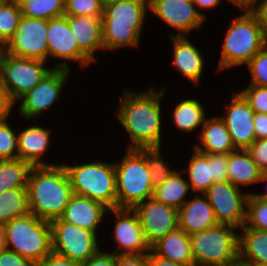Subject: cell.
I'll return each instance as SVG.
<instances>
[{
	"label": "cell",
	"mask_w": 267,
	"mask_h": 266,
	"mask_svg": "<svg viewBox=\"0 0 267 266\" xmlns=\"http://www.w3.org/2000/svg\"><path fill=\"white\" fill-rule=\"evenodd\" d=\"M130 89L124 88L114 114L129 135L127 149L161 147L164 132L161 100L166 97V89L155 85L145 91Z\"/></svg>",
	"instance_id": "1"
},
{
	"label": "cell",
	"mask_w": 267,
	"mask_h": 266,
	"mask_svg": "<svg viewBox=\"0 0 267 266\" xmlns=\"http://www.w3.org/2000/svg\"><path fill=\"white\" fill-rule=\"evenodd\" d=\"M72 195L71 182L62 163L31 169L27 197L29 212L36 217L48 222L60 218Z\"/></svg>",
	"instance_id": "2"
},
{
	"label": "cell",
	"mask_w": 267,
	"mask_h": 266,
	"mask_svg": "<svg viewBox=\"0 0 267 266\" xmlns=\"http://www.w3.org/2000/svg\"><path fill=\"white\" fill-rule=\"evenodd\" d=\"M148 12L149 0H125L105 7L102 15L104 51L137 48Z\"/></svg>",
	"instance_id": "3"
},
{
	"label": "cell",
	"mask_w": 267,
	"mask_h": 266,
	"mask_svg": "<svg viewBox=\"0 0 267 266\" xmlns=\"http://www.w3.org/2000/svg\"><path fill=\"white\" fill-rule=\"evenodd\" d=\"M240 12L228 24L217 70L247 65L267 44V37L255 16L251 12Z\"/></svg>",
	"instance_id": "4"
},
{
	"label": "cell",
	"mask_w": 267,
	"mask_h": 266,
	"mask_svg": "<svg viewBox=\"0 0 267 266\" xmlns=\"http://www.w3.org/2000/svg\"><path fill=\"white\" fill-rule=\"evenodd\" d=\"M95 160V161H94ZM90 162L66 164L73 194L97 201L109 209L117 208L116 173L114 162L94 159Z\"/></svg>",
	"instance_id": "5"
},
{
	"label": "cell",
	"mask_w": 267,
	"mask_h": 266,
	"mask_svg": "<svg viewBox=\"0 0 267 266\" xmlns=\"http://www.w3.org/2000/svg\"><path fill=\"white\" fill-rule=\"evenodd\" d=\"M117 208L133 209L153 197L154 187L145 159V148L127 149L114 161Z\"/></svg>",
	"instance_id": "6"
},
{
	"label": "cell",
	"mask_w": 267,
	"mask_h": 266,
	"mask_svg": "<svg viewBox=\"0 0 267 266\" xmlns=\"http://www.w3.org/2000/svg\"><path fill=\"white\" fill-rule=\"evenodd\" d=\"M238 229L216 224L189 235L195 266H230L239 262Z\"/></svg>",
	"instance_id": "7"
},
{
	"label": "cell",
	"mask_w": 267,
	"mask_h": 266,
	"mask_svg": "<svg viewBox=\"0 0 267 266\" xmlns=\"http://www.w3.org/2000/svg\"><path fill=\"white\" fill-rule=\"evenodd\" d=\"M6 248L39 263L53 252L48 221L32 213L5 223Z\"/></svg>",
	"instance_id": "8"
},
{
	"label": "cell",
	"mask_w": 267,
	"mask_h": 266,
	"mask_svg": "<svg viewBox=\"0 0 267 266\" xmlns=\"http://www.w3.org/2000/svg\"><path fill=\"white\" fill-rule=\"evenodd\" d=\"M46 64L43 60L17 57L4 51L0 57V84L14 104L54 69Z\"/></svg>",
	"instance_id": "9"
},
{
	"label": "cell",
	"mask_w": 267,
	"mask_h": 266,
	"mask_svg": "<svg viewBox=\"0 0 267 266\" xmlns=\"http://www.w3.org/2000/svg\"><path fill=\"white\" fill-rule=\"evenodd\" d=\"M49 223L53 253L82 264L101 250L98 244L99 237L95 232L62 221L60 218Z\"/></svg>",
	"instance_id": "10"
},
{
	"label": "cell",
	"mask_w": 267,
	"mask_h": 266,
	"mask_svg": "<svg viewBox=\"0 0 267 266\" xmlns=\"http://www.w3.org/2000/svg\"><path fill=\"white\" fill-rule=\"evenodd\" d=\"M71 70L54 68L42 81L32 90L22 95L18 103V114L26 121L39 119L45 112L61 98V93L69 80ZM44 113V114H43Z\"/></svg>",
	"instance_id": "11"
},
{
	"label": "cell",
	"mask_w": 267,
	"mask_h": 266,
	"mask_svg": "<svg viewBox=\"0 0 267 266\" xmlns=\"http://www.w3.org/2000/svg\"><path fill=\"white\" fill-rule=\"evenodd\" d=\"M228 180L213 183L203 194L212 205L218 224L240 229L246 222L247 198L250 192Z\"/></svg>",
	"instance_id": "12"
},
{
	"label": "cell",
	"mask_w": 267,
	"mask_h": 266,
	"mask_svg": "<svg viewBox=\"0 0 267 266\" xmlns=\"http://www.w3.org/2000/svg\"><path fill=\"white\" fill-rule=\"evenodd\" d=\"M48 61L56 60L54 68L71 70L70 62H79L81 69H87L93 63L80 49L70 30L65 15L48 20L47 30Z\"/></svg>",
	"instance_id": "13"
},
{
	"label": "cell",
	"mask_w": 267,
	"mask_h": 266,
	"mask_svg": "<svg viewBox=\"0 0 267 266\" xmlns=\"http://www.w3.org/2000/svg\"><path fill=\"white\" fill-rule=\"evenodd\" d=\"M48 20L22 16L5 52L22 58L48 61Z\"/></svg>",
	"instance_id": "14"
},
{
	"label": "cell",
	"mask_w": 267,
	"mask_h": 266,
	"mask_svg": "<svg viewBox=\"0 0 267 266\" xmlns=\"http://www.w3.org/2000/svg\"><path fill=\"white\" fill-rule=\"evenodd\" d=\"M149 11L177 30L176 34L170 33V36H189L206 23L195 4L185 0H149Z\"/></svg>",
	"instance_id": "15"
},
{
	"label": "cell",
	"mask_w": 267,
	"mask_h": 266,
	"mask_svg": "<svg viewBox=\"0 0 267 266\" xmlns=\"http://www.w3.org/2000/svg\"><path fill=\"white\" fill-rule=\"evenodd\" d=\"M114 215L113 240L116 248L107 251L115 255L146 254L151 251L137 213L130 208L109 209ZM113 251V252H112Z\"/></svg>",
	"instance_id": "16"
},
{
	"label": "cell",
	"mask_w": 267,
	"mask_h": 266,
	"mask_svg": "<svg viewBox=\"0 0 267 266\" xmlns=\"http://www.w3.org/2000/svg\"><path fill=\"white\" fill-rule=\"evenodd\" d=\"M133 210L139 217L145 239L150 247L178 228V210L154 198L137 204Z\"/></svg>",
	"instance_id": "17"
},
{
	"label": "cell",
	"mask_w": 267,
	"mask_h": 266,
	"mask_svg": "<svg viewBox=\"0 0 267 266\" xmlns=\"http://www.w3.org/2000/svg\"><path fill=\"white\" fill-rule=\"evenodd\" d=\"M232 96L223 115L219 117L224 121L235 148L246 150L256 140L253 124L255 113L240 92H233Z\"/></svg>",
	"instance_id": "18"
},
{
	"label": "cell",
	"mask_w": 267,
	"mask_h": 266,
	"mask_svg": "<svg viewBox=\"0 0 267 266\" xmlns=\"http://www.w3.org/2000/svg\"><path fill=\"white\" fill-rule=\"evenodd\" d=\"M108 211L109 208L93 199L73 194L60 219L98 234Z\"/></svg>",
	"instance_id": "19"
},
{
	"label": "cell",
	"mask_w": 267,
	"mask_h": 266,
	"mask_svg": "<svg viewBox=\"0 0 267 266\" xmlns=\"http://www.w3.org/2000/svg\"><path fill=\"white\" fill-rule=\"evenodd\" d=\"M52 132L51 129L38 125L28 126L24 129L20 128L17 140L19 159L27 161L33 166L58 165V162L55 164L44 161V156L50 148V142L52 143L50 141Z\"/></svg>",
	"instance_id": "20"
},
{
	"label": "cell",
	"mask_w": 267,
	"mask_h": 266,
	"mask_svg": "<svg viewBox=\"0 0 267 266\" xmlns=\"http://www.w3.org/2000/svg\"><path fill=\"white\" fill-rule=\"evenodd\" d=\"M173 42V65L178 73L196 86L201 82L205 68L202 52L191 43L189 36H169Z\"/></svg>",
	"instance_id": "21"
},
{
	"label": "cell",
	"mask_w": 267,
	"mask_h": 266,
	"mask_svg": "<svg viewBox=\"0 0 267 266\" xmlns=\"http://www.w3.org/2000/svg\"><path fill=\"white\" fill-rule=\"evenodd\" d=\"M218 224L212 205L204 194H195L178 210V227L188 235Z\"/></svg>",
	"instance_id": "22"
},
{
	"label": "cell",
	"mask_w": 267,
	"mask_h": 266,
	"mask_svg": "<svg viewBox=\"0 0 267 266\" xmlns=\"http://www.w3.org/2000/svg\"><path fill=\"white\" fill-rule=\"evenodd\" d=\"M79 49L95 63L96 51H104L102 18L90 16H65Z\"/></svg>",
	"instance_id": "23"
},
{
	"label": "cell",
	"mask_w": 267,
	"mask_h": 266,
	"mask_svg": "<svg viewBox=\"0 0 267 266\" xmlns=\"http://www.w3.org/2000/svg\"><path fill=\"white\" fill-rule=\"evenodd\" d=\"M198 136L193 147L204 154H229L237 150L219 114L205 119Z\"/></svg>",
	"instance_id": "24"
},
{
	"label": "cell",
	"mask_w": 267,
	"mask_h": 266,
	"mask_svg": "<svg viewBox=\"0 0 267 266\" xmlns=\"http://www.w3.org/2000/svg\"><path fill=\"white\" fill-rule=\"evenodd\" d=\"M151 251L164 259L195 266L190 237L179 227L155 242Z\"/></svg>",
	"instance_id": "25"
},
{
	"label": "cell",
	"mask_w": 267,
	"mask_h": 266,
	"mask_svg": "<svg viewBox=\"0 0 267 266\" xmlns=\"http://www.w3.org/2000/svg\"><path fill=\"white\" fill-rule=\"evenodd\" d=\"M227 180L239 188L259 184L261 170L252 160L249 152L237 149L229 153Z\"/></svg>",
	"instance_id": "26"
},
{
	"label": "cell",
	"mask_w": 267,
	"mask_h": 266,
	"mask_svg": "<svg viewBox=\"0 0 267 266\" xmlns=\"http://www.w3.org/2000/svg\"><path fill=\"white\" fill-rule=\"evenodd\" d=\"M203 102L198 101L195 98H183L178 103L176 102L173 107L172 113V121L173 125L176 129L184 132L198 133L199 135L206 117L205 107L202 104ZM196 131V132H195Z\"/></svg>",
	"instance_id": "27"
},
{
	"label": "cell",
	"mask_w": 267,
	"mask_h": 266,
	"mask_svg": "<svg viewBox=\"0 0 267 266\" xmlns=\"http://www.w3.org/2000/svg\"><path fill=\"white\" fill-rule=\"evenodd\" d=\"M238 232L239 262L267 265V231L244 225Z\"/></svg>",
	"instance_id": "28"
},
{
	"label": "cell",
	"mask_w": 267,
	"mask_h": 266,
	"mask_svg": "<svg viewBox=\"0 0 267 266\" xmlns=\"http://www.w3.org/2000/svg\"><path fill=\"white\" fill-rule=\"evenodd\" d=\"M185 174L178 169L162 184L154 187L153 197L156 201L171 206L177 210L188 200L185 197L190 193L191 187L185 179Z\"/></svg>",
	"instance_id": "29"
},
{
	"label": "cell",
	"mask_w": 267,
	"mask_h": 266,
	"mask_svg": "<svg viewBox=\"0 0 267 266\" xmlns=\"http://www.w3.org/2000/svg\"><path fill=\"white\" fill-rule=\"evenodd\" d=\"M192 156L185 168H180L184 174H188V183L192 193L203 194L212 185L211 154H204L194 147ZM188 167V168H186Z\"/></svg>",
	"instance_id": "30"
},
{
	"label": "cell",
	"mask_w": 267,
	"mask_h": 266,
	"mask_svg": "<svg viewBox=\"0 0 267 266\" xmlns=\"http://www.w3.org/2000/svg\"><path fill=\"white\" fill-rule=\"evenodd\" d=\"M34 166L22 159L0 160V193L7 189L27 188Z\"/></svg>",
	"instance_id": "31"
},
{
	"label": "cell",
	"mask_w": 267,
	"mask_h": 266,
	"mask_svg": "<svg viewBox=\"0 0 267 266\" xmlns=\"http://www.w3.org/2000/svg\"><path fill=\"white\" fill-rule=\"evenodd\" d=\"M29 213L27 188L7 189L0 193V223Z\"/></svg>",
	"instance_id": "32"
},
{
	"label": "cell",
	"mask_w": 267,
	"mask_h": 266,
	"mask_svg": "<svg viewBox=\"0 0 267 266\" xmlns=\"http://www.w3.org/2000/svg\"><path fill=\"white\" fill-rule=\"evenodd\" d=\"M22 16L50 20L64 15L65 0H16Z\"/></svg>",
	"instance_id": "33"
},
{
	"label": "cell",
	"mask_w": 267,
	"mask_h": 266,
	"mask_svg": "<svg viewBox=\"0 0 267 266\" xmlns=\"http://www.w3.org/2000/svg\"><path fill=\"white\" fill-rule=\"evenodd\" d=\"M22 17L16 0H2L0 3V41L5 46L14 36Z\"/></svg>",
	"instance_id": "34"
},
{
	"label": "cell",
	"mask_w": 267,
	"mask_h": 266,
	"mask_svg": "<svg viewBox=\"0 0 267 266\" xmlns=\"http://www.w3.org/2000/svg\"><path fill=\"white\" fill-rule=\"evenodd\" d=\"M162 147L145 148V159L151 175L153 187L162 184L176 170L163 160ZM162 152V153H161Z\"/></svg>",
	"instance_id": "35"
},
{
	"label": "cell",
	"mask_w": 267,
	"mask_h": 266,
	"mask_svg": "<svg viewBox=\"0 0 267 266\" xmlns=\"http://www.w3.org/2000/svg\"><path fill=\"white\" fill-rule=\"evenodd\" d=\"M245 225L249 228L267 231V200L249 193Z\"/></svg>",
	"instance_id": "36"
},
{
	"label": "cell",
	"mask_w": 267,
	"mask_h": 266,
	"mask_svg": "<svg viewBox=\"0 0 267 266\" xmlns=\"http://www.w3.org/2000/svg\"><path fill=\"white\" fill-rule=\"evenodd\" d=\"M8 121L10 120L0 123V160L19 158L17 144L18 132L13 129L14 126L10 125Z\"/></svg>",
	"instance_id": "37"
},
{
	"label": "cell",
	"mask_w": 267,
	"mask_h": 266,
	"mask_svg": "<svg viewBox=\"0 0 267 266\" xmlns=\"http://www.w3.org/2000/svg\"><path fill=\"white\" fill-rule=\"evenodd\" d=\"M104 8L100 0H65V16H90L102 18Z\"/></svg>",
	"instance_id": "38"
},
{
	"label": "cell",
	"mask_w": 267,
	"mask_h": 266,
	"mask_svg": "<svg viewBox=\"0 0 267 266\" xmlns=\"http://www.w3.org/2000/svg\"><path fill=\"white\" fill-rule=\"evenodd\" d=\"M248 67L251 81L248 85L267 87V44L250 60Z\"/></svg>",
	"instance_id": "39"
},
{
	"label": "cell",
	"mask_w": 267,
	"mask_h": 266,
	"mask_svg": "<svg viewBox=\"0 0 267 266\" xmlns=\"http://www.w3.org/2000/svg\"><path fill=\"white\" fill-rule=\"evenodd\" d=\"M254 113H267V87L247 85L239 91Z\"/></svg>",
	"instance_id": "40"
},
{
	"label": "cell",
	"mask_w": 267,
	"mask_h": 266,
	"mask_svg": "<svg viewBox=\"0 0 267 266\" xmlns=\"http://www.w3.org/2000/svg\"><path fill=\"white\" fill-rule=\"evenodd\" d=\"M229 154H211L212 184L227 181Z\"/></svg>",
	"instance_id": "41"
},
{
	"label": "cell",
	"mask_w": 267,
	"mask_h": 266,
	"mask_svg": "<svg viewBox=\"0 0 267 266\" xmlns=\"http://www.w3.org/2000/svg\"><path fill=\"white\" fill-rule=\"evenodd\" d=\"M246 150L261 171L267 170V138L256 139Z\"/></svg>",
	"instance_id": "42"
},
{
	"label": "cell",
	"mask_w": 267,
	"mask_h": 266,
	"mask_svg": "<svg viewBox=\"0 0 267 266\" xmlns=\"http://www.w3.org/2000/svg\"><path fill=\"white\" fill-rule=\"evenodd\" d=\"M0 266H37V263L6 248L0 251Z\"/></svg>",
	"instance_id": "43"
},
{
	"label": "cell",
	"mask_w": 267,
	"mask_h": 266,
	"mask_svg": "<svg viewBox=\"0 0 267 266\" xmlns=\"http://www.w3.org/2000/svg\"><path fill=\"white\" fill-rule=\"evenodd\" d=\"M81 266H116V255L101 249L95 256L82 263Z\"/></svg>",
	"instance_id": "44"
},
{
	"label": "cell",
	"mask_w": 267,
	"mask_h": 266,
	"mask_svg": "<svg viewBox=\"0 0 267 266\" xmlns=\"http://www.w3.org/2000/svg\"><path fill=\"white\" fill-rule=\"evenodd\" d=\"M116 266H148V253L116 255Z\"/></svg>",
	"instance_id": "45"
},
{
	"label": "cell",
	"mask_w": 267,
	"mask_h": 266,
	"mask_svg": "<svg viewBox=\"0 0 267 266\" xmlns=\"http://www.w3.org/2000/svg\"><path fill=\"white\" fill-rule=\"evenodd\" d=\"M37 266H81V264L52 252L37 263Z\"/></svg>",
	"instance_id": "46"
},
{
	"label": "cell",
	"mask_w": 267,
	"mask_h": 266,
	"mask_svg": "<svg viewBox=\"0 0 267 266\" xmlns=\"http://www.w3.org/2000/svg\"><path fill=\"white\" fill-rule=\"evenodd\" d=\"M15 104L9 99L7 92L0 84V123L9 120Z\"/></svg>",
	"instance_id": "47"
},
{
	"label": "cell",
	"mask_w": 267,
	"mask_h": 266,
	"mask_svg": "<svg viewBox=\"0 0 267 266\" xmlns=\"http://www.w3.org/2000/svg\"><path fill=\"white\" fill-rule=\"evenodd\" d=\"M250 12L255 16L267 37V0H260Z\"/></svg>",
	"instance_id": "48"
},
{
	"label": "cell",
	"mask_w": 267,
	"mask_h": 266,
	"mask_svg": "<svg viewBox=\"0 0 267 266\" xmlns=\"http://www.w3.org/2000/svg\"><path fill=\"white\" fill-rule=\"evenodd\" d=\"M253 124L256 139L267 138V113H255Z\"/></svg>",
	"instance_id": "49"
},
{
	"label": "cell",
	"mask_w": 267,
	"mask_h": 266,
	"mask_svg": "<svg viewBox=\"0 0 267 266\" xmlns=\"http://www.w3.org/2000/svg\"><path fill=\"white\" fill-rule=\"evenodd\" d=\"M148 266H189L173 262L155 255L152 251L148 253Z\"/></svg>",
	"instance_id": "50"
},
{
	"label": "cell",
	"mask_w": 267,
	"mask_h": 266,
	"mask_svg": "<svg viewBox=\"0 0 267 266\" xmlns=\"http://www.w3.org/2000/svg\"><path fill=\"white\" fill-rule=\"evenodd\" d=\"M224 1V0H223ZM193 3L195 4V6L197 7V10L199 11V13L205 18L207 19V15L203 12H200V10H210V9H215V7H217L218 5L220 6L222 3V0H193Z\"/></svg>",
	"instance_id": "51"
},
{
	"label": "cell",
	"mask_w": 267,
	"mask_h": 266,
	"mask_svg": "<svg viewBox=\"0 0 267 266\" xmlns=\"http://www.w3.org/2000/svg\"><path fill=\"white\" fill-rule=\"evenodd\" d=\"M241 11L250 12L260 0H226Z\"/></svg>",
	"instance_id": "52"
},
{
	"label": "cell",
	"mask_w": 267,
	"mask_h": 266,
	"mask_svg": "<svg viewBox=\"0 0 267 266\" xmlns=\"http://www.w3.org/2000/svg\"><path fill=\"white\" fill-rule=\"evenodd\" d=\"M267 183V170H264L261 172V178L259 180V184L260 183ZM267 189V186H266ZM255 197L260 198V199H264L267 200V190L265 192H260V193H256V192H251Z\"/></svg>",
	"instance_id": "53"
},
{
	"label": "cell",
	"mask_w": 267,
	"mask_h": 266,
	"mask_svg": "<svg viewBox=\"0 0 267 266\" xmlns=\"http://www.w3.org/2000/svg\"><path fill=\"white\" fill-rule=\"evenodd\" d=\"M6 249V232L5 225L0 223V251Z\"/></svg>",
	"instance_id": "54"
},
{
	"label": "cell",
	"mask_w": 267,
	"mask_h": 266,
	"mask_svg": "<svg viewBox=\"0 0 267 266\" xmlns=\"http://www.w3.org/2000/svg\"><path fill=\"white\" fill-rule=\"evenodd\" d=\"M120 1H125V0H100V3L102 5V7L105 8L111 4H115V3L120 2Z\"/></svg>",
	"instance_id": "55"
},
{
	"label": "cell",
	"mask_w": 267,
	"mask_h": 266,
	"mask_svg": "<svg viewBox=\"0 0 267 266\" xmlns=\"http://www.w3.org/2000/svg\"><path fill=\"white\" fill-rule=\"evenodd\" d=\"M242 266H267V265H262L254 262H239Z\"/></svg>",
	"instance_id": "56"
},
{
	"label": "cell",
	"mask_w": 267,
	"mask_h": 266,
	"mask_svg": "<svg viewBox=\"0 0 267 266\" xmlns=\"http://www.w3.org/2000/svg\"><path fill=\"white\" fill-rule=\"evenodd\" d=\"M5 51V46L3 45V43L0 41V57L3 55Z\"/></svg>",
	"instance_id": "57"
},
{
	"label": "cell",
	"mask_w": 267,
	"mask_h": 266,
	"mask_svg": "<svg viewBox=\"0 0 267 266\" xmlns=\"http://www.w3.org/2000/svg\"><path fill=\"white\" fill-rule=\"evenodd\" d=\"M230 266H242V265L239 262H237L236 264Z\"/></svg>",
	"instance_id": "58"
}]
</instances>
